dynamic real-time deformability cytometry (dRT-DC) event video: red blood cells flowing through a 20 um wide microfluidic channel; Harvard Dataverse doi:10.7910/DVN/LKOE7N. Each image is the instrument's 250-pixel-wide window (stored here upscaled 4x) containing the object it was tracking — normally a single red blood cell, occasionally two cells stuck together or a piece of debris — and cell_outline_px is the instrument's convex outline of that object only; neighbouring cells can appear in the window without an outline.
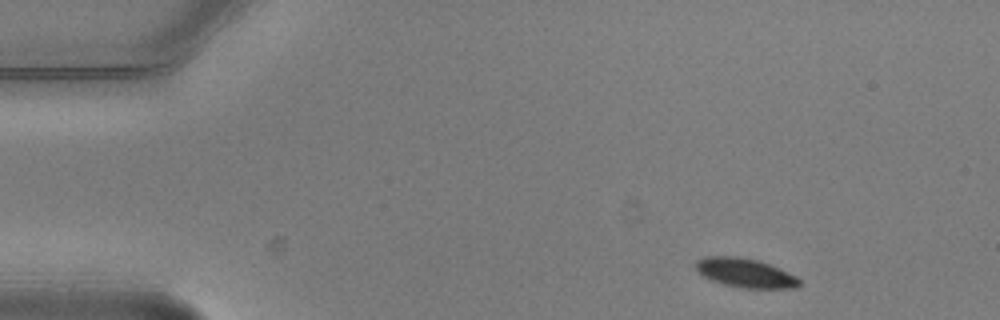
{"species": "common noctule bat (a hibernating species)", "species_latin": "Nyctalus noctula", "temperature_condition": "warm", "stored_images_in_passage": 3, "camera_frame_rate_fps": 3000, "um_per_image_px": 0.085, "animal": {"sex": "male", "body_mass_g": 20.5, "forearm_length_mm": 52.5}, "frame": {"image": 1, "passage_image": 1, "time_ms": 0.0, "image_size_px": [1000, 320], "cell_outline_px": [[800, 284], [796, 288], [744, 288], [724, 284], [712, 280], [704, 276], [696, 268], [696, 260], [704, 256], [736, 256], [756, 260], [768, 264], [796, 276], [800, 280]], "centroid_in_image_um": [63.33, 23.19], "position_along_channel_um": 21.7, "area_um2": 17.28}}